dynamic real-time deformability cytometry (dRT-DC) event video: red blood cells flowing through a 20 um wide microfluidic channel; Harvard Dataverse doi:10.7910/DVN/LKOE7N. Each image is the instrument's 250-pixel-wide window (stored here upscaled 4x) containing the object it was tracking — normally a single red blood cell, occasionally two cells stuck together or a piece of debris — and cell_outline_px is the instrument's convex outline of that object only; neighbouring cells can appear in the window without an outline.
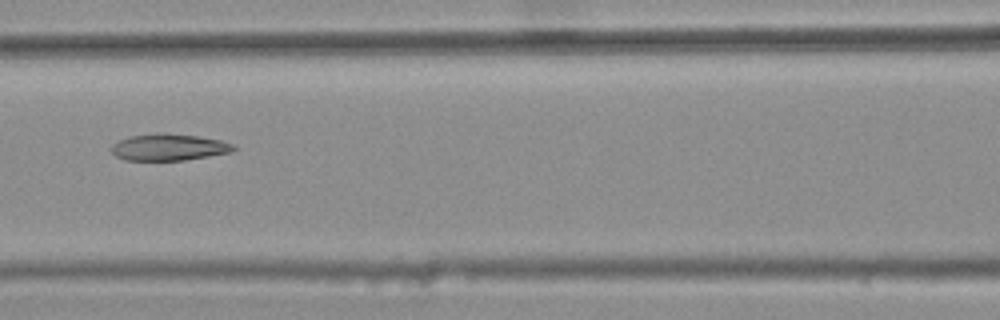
{"species": "common noctule bat (a hibernating species)", "species_latin": "Nyctalus noctula", "temperature_condition": "warm", "stored_images_in_passage": 3, "camera_frame_rate_fps": 3000, "um_per_image_px": 0.085, "animal": {"sex": "female", "body_mass_g": 25.1}, "frame": {"image": 1, "passage_image": 3, "time_ms": 0.667, "image_size_px": [1000, 320], "cell_outline_px": [[236, 148], [232, 152], [184, 160], [124, 160], [116, 156], [108, 148], [112, 144], [128, 136], [156, 132], [160, 132], [196, 136], [220, 140], [232, 144]], "centroid_in_image_um": [14.29, 12.5], "position_along_channel_um": 152.3, "area_um2": 19.07}}